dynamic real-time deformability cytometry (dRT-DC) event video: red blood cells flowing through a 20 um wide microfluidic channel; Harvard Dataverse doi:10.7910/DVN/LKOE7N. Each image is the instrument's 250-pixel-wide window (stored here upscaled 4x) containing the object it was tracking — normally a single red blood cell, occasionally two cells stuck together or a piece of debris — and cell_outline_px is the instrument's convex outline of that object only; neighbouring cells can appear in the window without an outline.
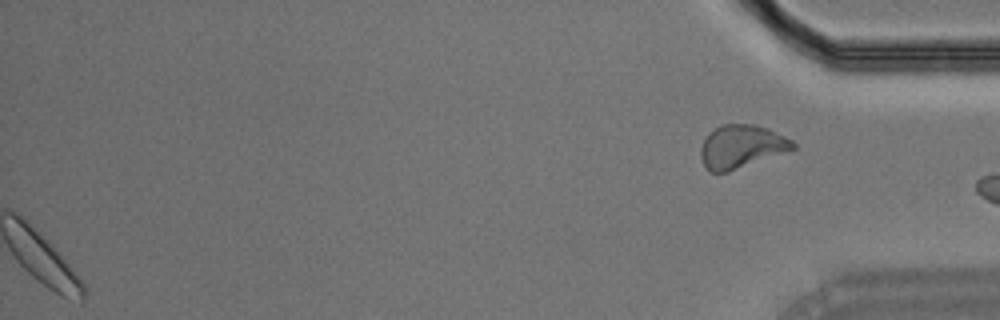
{"species": "Egyptian fruit bat (a non-hibernating species)", "species_latin": "Rousettus aegyptiacus", "temperature_condition": "room temperature", "stored_images_in_passage": 33, "segment_of_instrument_passage": [2, 2], "camera_frame_rate_fps": 3000, "um_per_image_px": 0.085, "animal": {"sex": "male"}, "frame": {"image": 1, "passage_image": 33, "time_ms": 10.667, "image_size_px": [1000, 320], "cell_outline_px": [[796, 148], [728, 172], [712, 172], [704, 164], [700, 156], [700, 148], [708, 132], [724, 124], [756, 124], [768, 128], [792, 140], [796, 144]], "centroid_in_image_um": [63.02, 12.44], "position_along_channel_um": 372.2, "area_um2": 23.0}}